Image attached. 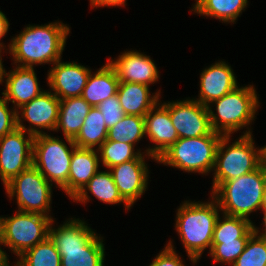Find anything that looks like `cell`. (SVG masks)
<instances>
[{
    "label": "cell",
    "mask_w": 266,
    "mask_h": 266,
    "mask_svg": "<svg viewBox=\"0 0 266 266\" xmlns=\"http://www.w3.org/2000/svg\"><path fill=\"white\" fill-rule=\"evenodd\" d=\"M69 28L62 24L29 26L10 46L14 58L23 61L21 67H30L34 63L57 62L63 51Z\"/></svg>",
    "instance_id": "6da1fadb"
},
{
    "label": "cell",
    "mask_w": 266,
    "mask_h": 266,
    "mask_svg": "<svg viewBox=\"0 0 266 266\" xmlns=\"http://www.w3.org/2000/svg\"><path fill=\"white\" fill-rule=\"evenodd\" d=\"M49 237L61 255V266H103L104 246L84 223L72 220Z\"/></svg>",
    "instance_id": "7a4b0ae2"
},
{
    "label": "cell",
    "mask_w": 266,
    "mask_h": 266,
    "mask_svg": "<svg viewBox=\"0 0 266 266\" xmlns=\"http://www.w3.org/2000/svg\"><path fill=\"white\" fill-rule=\"evenodd\" d=\"M265 190L266 165L263 162L250 173L222 182L213 193H221L217 203L226 215L248 219L253 210L262 208Z\"/></svg>",
    "instance_id": "3957f363"
},
{
    "label": "cell",
    "mask_w": 266,
    "mask_h": 266,
    "mask_svg": "<svg viewBox=\"0 0 266 266\" xmlns=\"http://www.w3.org/2000/svg\"><path fill=\"white\" fill-rule=\"evenodd\" d=\"M177 216V231L191 260L196 262L207 246H210L211 250L213 233L219 217L217 209L212 203H185L179 208Z\"/></svg>",
    "instance_id": "277c9868"
},
{
    "label": "cell",
    "mask_w": 266,
    "mask_h": 266,
    "mask_svg": "<svg viewBox=\"0 0 266 266\" xmlns=\"http://www.w3.org/2000/svg\"><path fill=\"white\" fill-rule=\"evenodd\" d=\"M220 136L213 131L206 136L179 138L157 161L185 171L208 172L215 167Z\"/></svg>",
    "instance_id": "5b68a950"
},
{
    "label": "cell",
    "mask_w": 266,
    "mask_h": 266,
    "mask_svg": "<svg viewBox=\"0 0 266 266\" xmlns=\"http://www.w3.org/2000/svg\"><path fill=\"white\" fill-rule=\"evenodd\" d=\"M229 135H222L215 158L216 174L214 177L215 190L222 182L238 178L256 170L263 162V148L255 152L252 137L249 132L243 135L231 147L222 153ZM221 154L222 157H221Z\"/></svg>",
    "instance_id": "8992f818"
},
{
    "label": "cell",
    "mask_w": 266,
    "mask_h": 266,
    "mask_svg": "<svg viewBox=\"0 0 266 266\" xmlns=\"http://www.w3.org/2000/svg\"><path fill=\"white\" fill-rule=\"evenodd\" d=\"M52 221L44 214L22 211L11 218H0V243L20 256L49 236Z\"/></svg>",
    "instance_id": "52a82bcc"
},
{
    "label": "cell",
    "mask_w": 266,
    "mask_h": 266,
    "mask_svg": "<svg viewBox=\"0 0 266 266\" xmlns=\"http://www.w3.org/2000/svg\"><path fill=\"white\" fill-rule=\"evenodd\" d=\"M214 102L217 105V116L219 117L213 114L208 105L210 124L213 131L218 133H221L219 128L222 127L226 132L224 135H229L232 131L249 124L254 117L258 103L257 95L252 86L240 89L236 87ZM218 118L221 120V127L218 126Z\"/></svg>",
    "instance_id": "ba28073f"
},
{
    "label": "cell",
    "mask_w": 266,
    "mask_h": 266,
    "mask_svg": "<svg viewBox=\"0 0 266 266\" xmlns=\"http://www.w3.org/2000/svg\"><path fill=\"white\" fill-rule=\"evenodd\" d=\"M32 153V165L47 180L49 176L61 188L68 183L73 149L70 152L62 141L41 133L34 136Z\"/></svg>",
    "instance_id": "9c48e42d"
},
{
    "label": "cell",
    "mask_w": 266,
    "mask_h": 266,
    "mask_svg": "<svg viewBox=\"0 0 266 266\" xmlns=\"http://www.w3.org/2000/svg\"><path fill=\"white\" fill-rule=\"evenodd\" d=\"M20 122L17 114V128L0 138V176L4 184L32 166L34 136L41 134L28 129L29 139L25 140L26 128Z\"/></svg>",
    "instance_id": "30bf717a"
},
{
    "label": "cell",
    "mask_w": 266,
    "mask_h": 266,
    "mask_svg": "<svg viewBox=\"0 0 266 266\" xmlns=\"http://www.w3.org/2000/svg\"><path fill=\"white\" fill-rule=\"evenodd\" d=\"M5 188L10 196L17 193L22 212L45 214L50 208L51 186L33 165L12 178L5 184Z\"/></svg>",
    "instance_id": "8fae6325"
},
{
    "label": "cell",
    "mask_w": 266,
    "mask_h": 266,
    "mask_svg": "<svg viewBox=\"0 0 266 266\" xmlns=\"http://www.w3.org/2000/svg\"><path fill=\"white\" fill-rule=\"evenodd\" d=\"M169 115L179 138L201 137L213 132L208 106L198 101L169 103Z\"/></svg>",
    "instance_id": "7c38bea8"
},
{
    "label": "cell",
    "mask_w": 266,
    "mask_h": 266,
    "mask_svg": "<svg viewBox=\"0 0 266 266\" xmlns=\"http://www.w3.org/2000/svg\"><path fill=\"white\" fill-rule=\"evenodd\" d=\"M98 157L93 149L74 147L68 183L62 188L76 201H86L84 186L97 173Z\"/></svg>",
    "instance_id": "4fadbf2b"
},
{
    "label": "cell",
    "mask_w": 266,
    "mask_h": 266,
    "mask_svg": "<svg viewBox=\"0 0 266 266\" xmlns=\"http://www.w3.org/2000/svg\"><path fill=\"white\" fill-rule=\"evenodd\" d=\"M58 60L48 76L51 88L56 91L57 98L81 97L86 86L90 71L76 63H59ZM59 95L62 96L60 98Z\"/></svg>",
    "instance_id": "5bb4252c"
},
{
    "label": "cell",
    "mask_w": 266,
    "mask_h": 266,
    "mask_svg": "<svg viewBox=\"0 0 266 266\" xmlns=\"http://www.w3.org/2000/svg\"><path fill=\"white\" fill-rule=\"evenodd\" d=\"M143 161L134 159L110 168L120 195L130 206L146 189L147 167Z\"/></svg>",
    "instance_id": "9a60e30c"
},
{
    "label": "cell",
    "mask_w": 266,
    "mask_h": 266,
    "mask_svg": "<svg viewBox=\"0 0 266 266\" xmlns=\"http://www.w3.org/2000/svg\"><path fill=\"white\" fill-rule=\"evenodd\" d=\"M152 115L155 106L144 116L145 119V133L150 139L157 143L153 149L148 151L150 156L156 160L164 154L178 139L176 129L171 122L169 115V104H163Z\"/></svg>",
    "instance_id": "2e32d148"
},
{
    "label": "cell",
    "mask_w": 266,
    "mask_h": 266,
    "mask_svg": "<svg viewBox=\"0 0 266 266\" xmlns=\"http://www.w3.org/2000/svg\"><path fill=\"white\" fill-rule=\"evenodd\" d=\"M116 71L120 82L148 85L158 78V71L152 60L138 52H127L109 63Z\"/></svg>",
    "instance_id": "e0dca14e"
},
{
    "label": "cell",
    "mask_w": 266,
    "mask_h": 266,
    "mask_svg": "<svg viewBox=\"0 0 266 266\" xmlns=\"http://www.w3.org/2000/svg\"><path fill=\"white\" fill-rule=\"evenodd\" d=\"M199 103H208L223 97L237 87L236 79L231 68L223 62L217 63L201 74ZM208 102V103H207Z\"/></svg>",
    "instance_id": "ac0fdd59"
},
{
    "label": "cell",
    "mask_w": 266,
    "mask_h": 266,
    "mask_svg": "<svg viewBox=\"0 0 266 266\" xmlns=\"http://www.w3.org/2000/svg\"><path fill=\"white\" fill-rule=\"evenodd\" d=\"M91 107L82 97H69L60 100L56 130L61 126L69 145L74 148V139L81 130Z\"/></svg>",
    "instance_id": "d6986e66"
},
{
    "label": "cell",
    "mask_w": 266,
    "mask_h": 266,
    "mask_svg": "<svg viewBox=\"0 0 266 266\" xmlns=\"http://www.w3.org/2000/svg\"><path fill=\"white\" fill-rule=\"evenodd\" d=\"M5 75H8L7 87L2 94L7 101L11 99L13 103L16 101L19 108L42 93L33 67H18L15 71L10 74L5 73Z\"/></svg>",
    "instance_id": "ffe728a7"
},
{
    "label": "cell",
    "mask_w": 266,
    "mask_h": 266,
    "mask_svg": "<svg viewBox=\"0 0 266 266\" xmlns=\"http://www.w3.org/2000/svg\"><path fill=\"white\" fill-rule=\"evenodd\" d=\"M119 79L115 69L108 63L105 64L94 77L89 75L81 97L92 107H97L101 102L117 94Z\"/></svg>",
    "instance_id": "44dd1931"
},
{
    "label": "cell",
    "mask_w": 266,
    "mask_h": 266,
    "mask_svg": "<svg viewBox=\"0 0 266 266\" xmlns=\"http://www.w3.org/2000/svg\"><path fill=\"white\" fill-rule=\"evenodd\" d=\"M20 108L24 110L23 116L35 126L51 130L56 128L60 99L55 95L42 92Z\"/></svg>",
    "instance_id": "7402d4cb"
},
{
    "label": "cell",
    "mask_w": 266,
    "mask_h": 266,
    "mask_svg": "<svg viewBox=\"0 0 266 266\" xmlns=\"http://www.w3.org/2000/svg\"><path fill=\"white\" fill-rule=\"evenodd\" d=\"M149 85L120 82L117 96L125 115L144 117L157 104L158 95L150 99Z\"/></svg>",
    "instance_id": "603a6c76"
},
{
    "label": "cell",
    "mask_w": 266,
    "mask_h": 266,
    "mask_svg": "<svg viewBox=\"0 0 266 266\" xmlns=\"http://www.w3.org/2000/svg\"><path fill=\"white\" fill-rule=\"evenodd\" d=\"M108 129L103 114L97 107L91 110L84 120L80 132L73 140L76 147L93 149L99 143V147L106 141Z\"/></svg>",
    "instance_id": "cb8c5ba5"
},
{
    "label": "cell",
    "mask_w": 266,
    "mask_h": 266,
    "mask_svg": "<svg viewBox=\"0 0 266 266\" xmlns=\"http://www.w3.org/2000/svg\"><path fill=\"white\" fill-rule=\"evenodd\" d=\"M225 220L217 219L212 244H222V241H237L239 238H250L254 234L253 225L249 219L229 216L225 214Z\"/></svg>",
    "instance_id": "d4e9b609"
},
{
    "label": "cell",
    "mask_w": 266,
    "mask_h": 266,
    "mask_svg": "<svg viewBox=\"0 0 266 266\" xmlns=\"http://www.w3.org/2000/svg\"><path fill=\"white\" fill-rule=\"evenodd\" d=\"M20 256L19 266H61V255L49 236Z\"/></svg>",
    "instance_id": "484cf974"
},
{
    "label": "cell",
    "mask_w": 266,
    "mask_h": 266,
    "mask_svg": "<svg viewBox=\"0 0 266 266\" xmlns=\"http://www.w3.org/2000/svg\"><path fill=\"white\" fill-rule=\"evenodd\" d=\"M145 134V119L138 115H125L108 130L107 139L121 143L134 144Z\"/></svg>",
    "instance_id": "4316f807"
},
{
    "label": "cell",
    "mask_w": 266,
    "mask_h": 266,
    "mask_svg": "<svg viewBox=\"0 0 266 266\" xmlns=\"http://www.w3.org/2000/svg\"><path fill=\"white\" fill-rule=\"evenodd\" d=\"M246 3L247 0H198L194 8L200 14L232 22L239 16Z\"/></svg>",
    "instance_id": "83f0119b"
},
{
    "label": "cell",
    "mask_w": 266,
    "mask_h": 266,
    "mask_svg": "<svg viewBox=\"0 0 266 266\" xmlns=\"http://www.w3.org/2000/svg\"><path fill=\"white\" fill-rule=\"evenodd\" d=\"M86 185L99 200L110 204L124 202L127 208L130 207L120 195L111 172H97Z\"/></svg>",
    "instance_id": "f1b7e54d"
},
{
    "label": "cell",
    "mask_w": 266,
    "mask_h": 266,
    "mask_svg": "<svg viewBox=\"0 0 266 266\" xmlns=\"http://www.w3.org/2000/svg\"><path fill=\"white\" fill-rule=\"evenodd\" d=\"M132 147L133 145L129 143L106 140L99 147L103 164L106 167L111 168L115 165L122 164L130 160L143 159L141 154L133 153Z\"/></svg>",
    "instance_id": "f546056e"
},
{
    "label": "cell",
    "mask_w": 266,
    "mask_h": 266,
    "mask_svg": "<svg viewBox=\"0 0 266 266\" xmlns=\"http://www.w3.org/2000/svg\"><path fill=\"white\" fill-rule=\"evenodd\" d=\"M253 229L254 234L247 241L245 249L233 266H266V238L258 236L256 240L258 230L254 227Z\"/></svg>",
    "instance_id": "4dcf8cb0"
},
{
    "label": "cell",
    "mask_w": 266,
    "mask_h": 266,
    "mask_svg": "<svg viewBox=\"0 0 266 266\" xmlns=\"http://www.w3.org/2000/svg\"><path fill=\"white\" fill-rule=\"evenodd\" d=\"M249 238H239L237 241H222V244H212L211 255L215 261L233 263L245 249Z\"/></svg>",
    "instance_id": "1f68e13d"
},
{
    "label": "cell",
    "mask_w": 266,
    "mask_h": 266,
    "mask_svg": "<svg viewBox=\"0 0 266 266\" xmlns=\"http://www.w3.org/2000/svg\"><path fill=\"white\" fill-rule=\"evenodd\" d=\"M97 108L103 114L108 130L125 116L117 94L101 102Z\"/></svg>",
    "instance_id": "d6a6232c"
},
{
    "label": "cell",
    "mask_w": 266,
    "mask_h": 266,
    "mask_svg": "<svg viewBox=\"0 0 266 266\" xmlns=\"http://www.w3.org/2000/svg\"><path fill=\"white\" fill-rule=\"evenodd\" d=\"M7 100L0 99V138L17 128V112H12L7 108Z\"/></svg>",
    "instance_id": "836d02e7"
},
{
    "label": "cell",
    "mask_w": 266,
    "mask_h": 266,
    "mask_svg": "<svg viewBox=\"0 0 266 266\" xmlns=\"http://www.w3.org/2000/svg\"><path fill=\"white\" fill-rule=\"evenodd\" d=\"M173 250L171 243H169L150 266H184Z\"/></svg>",
    "instance_id": "e575fe53"
},
{
    "label": "cell",
    "mask_w": 266,
    "mask_h": 266,
    "mask_svg": "<svg viewBox=\"0 0 266 266\" xmlns=\"http://www.w3.org/2000/svg\"><path fill=\"white\" fill-rule=\"evenodd\" d=\"M125 3V0H91V5L93 6H103V5H122Z\"/></svg>",
    "instance_id": "d590c367"
},
{
    "label": "cell",
    "mask_w": 266,
    "mask_h": 266,
    "mask_svg": "<svg viewBox=\"0 0 266 266\" xmlns=\"http://www.w3.org/2000/svg\"><path fill=\"white\" fill-rule=\"evenodd\" d=\"M8 27V20L6 19L5 15L0 11V38H2V36H4V34L7 32Z\"/></svg>",
    "instance_id": "8d00e7d4"
},
{
    "label": "cell",
    "mask_w": 266,
    "mask_h": 266,
    "mask_svg": "<svg viewBox=\"0 0 266 266\" xmlns=\"http://www.w3.org/2000/svg\"><path fill=\"white\" fill-rule=\"evenodd\" d=\"M7 256L6 254L0 249V266H8L7 265Z\"/></svg>",
    "instance_id": "74e56055"
},
{
    "label": "cell",
    "mask_w": 266,
    "mask_h": 266,
    "mask_svg": "<svg viewBox=\"0 0 266 266\" xmlns=\"http://www.w3.org/2000/svg\"><path fill=\"white\" fill-rule=\"evenodd\" d=\"M4 73H5V70H3V66H2V63H1V59H0V82L2 81Z\"/></svg>",
    "instance_id": "f35d334b"
},
{
    "label": "cell",
    "mask_w": 266,
    "mask_h": 266,
    "mask_svg": "<svg viewBox=\"0 0 266 266\" xmlns=\"http://www.w3.org/2000/svg\"><path fill=\"white\" fill-rule=\"evenodd\" d=\"M262 209H266V190H265L264 196H263Z\"/></svg>",
    "instance_id": "ab89813d"
},
{
    "label": "cell",
    "mask_w": 266,
    "mask_h": 266,
    "mask_svg": "<svg viewBox=\"0 0 266 266\" xmlns=\"http://www.w3.org/2000/svg\"><path fill=\"white\" fill-rule=\"evenodd\" d=\"M265 212H264V224H265V229H266V209H263ZM260 237H264V238H266V231H265V233L264 234H262Z\"/></svg>",
    "instance_id": "60d3db41"
},
{
    "label": "cell",
    "mask_w": 266,
    "mask_h": 266,
    "mask_svg": "<svg viewBox=\"0 0 266 266\" xmlns=\"http://www.w3.org/2000/svg\"><path fill=\"white\" fill-rule=\"evenodd\" d=\"M263 159H264V164L266 165V147L263 148Z\"/></svg>",
    "instance_id": "b9f144b4"
}]
</instances>
